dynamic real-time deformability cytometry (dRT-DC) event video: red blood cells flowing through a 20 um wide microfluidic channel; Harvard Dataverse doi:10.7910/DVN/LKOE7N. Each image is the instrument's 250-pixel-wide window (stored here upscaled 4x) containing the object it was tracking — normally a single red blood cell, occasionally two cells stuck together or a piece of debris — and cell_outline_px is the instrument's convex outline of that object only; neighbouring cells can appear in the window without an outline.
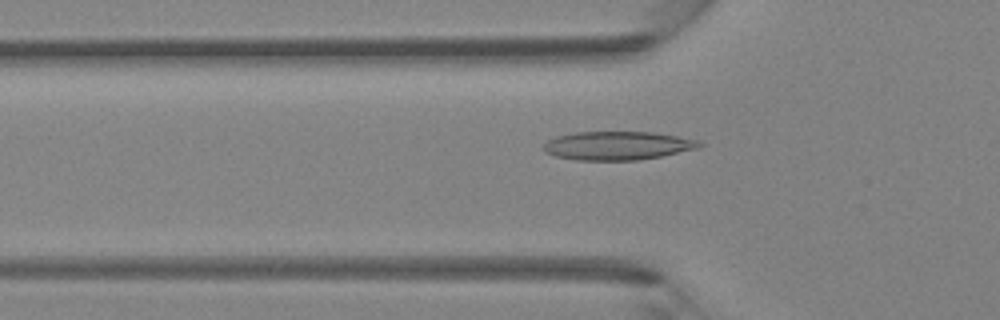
{"species": "Egyptian fruit bat (a non-hibernating species)", "species_latin": "Rousettus aegyptiacus", "temperature_condition": "room temperature", "stored_images_in_passage": 37, "camera_frame_rate_fps": 3000, "um_per_image_px": 0.085, "animal": {"sex": "female"}, "frame": {"image": 1, "passage_image": 7, "time_ms": 2.0, "image_size_px": [1000, 320], "cell_outline_px": [[704, 144], [700, 148], [660, 156], [636, 160], [576, 160], [556, 156], [544, 152], [544, 144], [548, 140], [556, 136], [576, 132], [652, 132], [700, 140]], "centroid_in_image_um": [52.51, 12.38], "position_along_channel_um": 73.3, "area_um2": 25.89}}
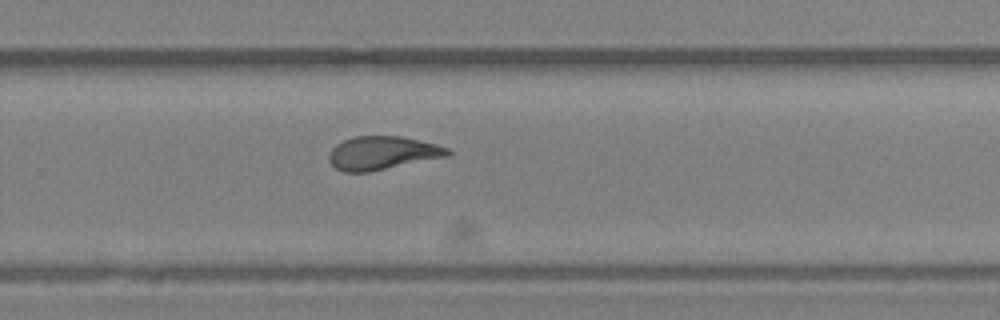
{"frame": {"image": 2, "passage_image": 22, "time_ms": 7.0, "image_size_px": [1000, 320], "cell_outline_px": [[452, 152], [448, 156], [368, 172], [344, 172], [336, 168], [328, 160], [328, 156], [332, 148], [336, 144], [352, 136], [400, 136], [436, 144], [448, 148]], "centroid_in_image_um": [32.48, 13.0], "position_along_channel_um": 297.3, "area_um2": 23.0}}
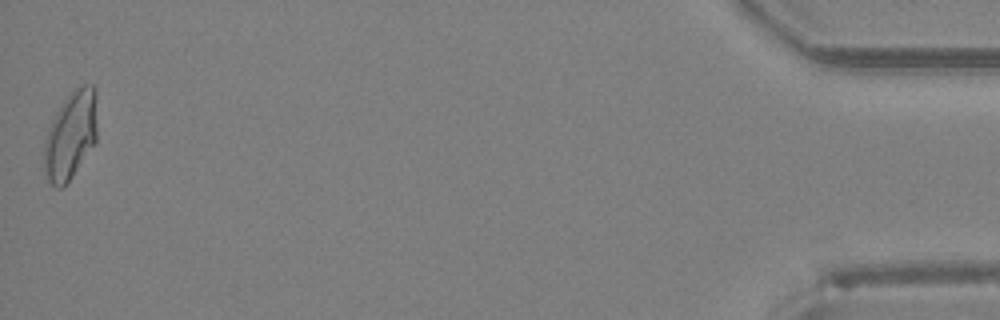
{"frame": {"image": 3, "passage_image": 37, "time_ms": 12.0, "image_size_px": [1000, 320], "cell_outline_px": [[96, 144], [72, 176], [60, 188], [56, 188], [48, 180], [44, 168], [44, 144], [52, 120], [56, 112], [64, 100], [80, 84], [92, 84], [96, 88]], "centroid_in_image_um": [6.03, 11.48], "position_along_channel_um": 429.2, "area_um2": 27.11}}